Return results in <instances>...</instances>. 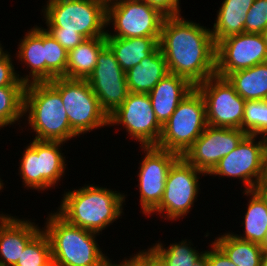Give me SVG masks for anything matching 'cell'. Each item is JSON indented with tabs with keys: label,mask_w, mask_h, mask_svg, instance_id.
<instances>
[{
	"label": "cell",
	"mask_w": 267,
	"mask_h": 266,
	"mask_svg": "<svg viewBox=\"0 0 267 266\" xmlns=\"http://www.w3.org/2000/svg\"><path fill=\"white\" fill-rule=\"evenodd\" d=\"M158 45L169 73L187 79L193 86L216 75V44L211 29L181 15L166 16Z\"/></svg>",
	"instance_id": "6da1fadb"
},
{
	"label": "cell",
	"mask_w": 267,
	"mask_h": 266,
	"mask_svg": "<svg viewBox=\"0 0 267 266\" xmlns=\"http://www.w3.org/2000/svg\"><path fill=\"white\" fill-rule=\"evenodd\" d=\"M63 195L56 212L70 224L98 234L122 216L124 210V194L93 184Z\"/></svg>",
	"instance_id": "7a4b0ae2"
},
{
	"label": "cell",
	"mask_w": 267,
	"mask_h": 266,
	"mask_svg": "<svg viewBox=\"0 0 267 266\" xmlns=\"http://www.w3.org/2000/svg\"><path fill=\"white\" fill-rule=\"evenodd\" d=\"M24 116L36 133L35 140L67 142L78 136L70 127L60 94L48 82L26 84Z\"/></svg>",
	"instance_id": "3957f363"
},
{
	"label": "cell",
	"mask_w": 267,
	"mask_h": 266,
	"mask_svg": "<svg viewBox=\"0 0 267 266\" xmlns=\"http://www.w3.org/2000/svg\"><path fill=\"white\" fill-rule=\"evenodd\" d=\"M48 217L43 231L50 241L53 266H99L107 257L96 242L98 233L70 224L57 212Z\"/></svg>",
	"instance_id": "277c9868"
},
{
	"label": "cell",
	"mask_w": 267,
	"mask_h": 266,
	"mask_svg": "<svg viewBox=\"0 0 267 266\" xmlns=\"http://www.w3.org/2000/svg\"><path fill=\"white\" fill-rule=\"evenodd\" d=\"M46 31L78 32L85 39L105 37L107 4L103 0H48Z\"/></svg>",
	"instance_id": "5b68a950"
},
{
	"label": "cell",
	"mask_w": 267,
	"mask_h": 266,
	"mask_svg": "<svg viewBox=\"0 0 267 266\" xmlns=\"http://www.w3.org/2000/svg\"><path fill=\"white\" fill-rule=\"evenodd\" d=\"M206 127L205 101L195 87L162 126L161 137L156 147L183 156Z\"/></svg>",
	"instance_id": "8992f818"
},
{
	"label": "cell",
	"mask_w": 267,
	"mask_h": 266,
	"mask_svg": "<svg viewBox=\"0 0 267 266\" xmlns=\"http://www.w3.org/2000/svg\"><path fill=\"white\" fill-rule=\"evenodd\" d=\"M48 83L60 94L70 127L78 136L108 125V115L86 79L57 77Z\"/></svg>",
	"instance_id": "52a82bcc"
},
{
	"label": "cell",
	"mask_w": 267,
	"mask_h": 266,
	"mask_svg": "<svg viewBox=\"0 0 267 266\" xmlns=\"http://www.w3.org/2000/svg\"><path fill=\"white\" fill-rule=\"evenodd\" d=\"M60 141H40L33 139L25 147L20 160L19 173L26 188L40 190L55 186L66 169L65 157L61 153Z\"/></svg>",
	"instance_id": "ba28073f"
},
{
	"label": "cell",
	"mask_w": 267,
	"mask_h": 266,
	"mask_svg": "<svg viewBox=\"0 0 267 266\" xmlns=\"http://www.w3.org/2000/svg\"><path fill=\"white\" fill-rule=\"evenodd\" d=\"M166 16L143 0H115L107 4V27L114 33L105 37H160Z\"/></svg>",
	"instance_id": "9c48e42d"
},
{
	"label": "cell",
	"mask_w": 267,
	"mask_h": 266,
	"mask_svg": "<svg viewBox=\"0 0 267 266\" xmlns=\"http://www.w3.org/2000/svg\"><path fill=\"white\" fill-rule=\"evenodd\" d=\"M205 172L190 165L182 156L171 166L163 198L152 212L163 214L167 220H177L189 213L199 192V175ZM166 213V214H165Z\"/></svg>",
	"instance_id": "30bf717a"
},
{
	"label": "cell",
	"mask_w": 267,
	"mask_h": 266,
	"mask_svg": "<svg viewBox=\"0 0 267 266\" xmlns=\"http://www.w3.org/2000/svg\"><path fill=\"white\" fill-rule=\"evenodd\" d=\"M196 88L205 101L207 125L243 130L246 101L226 78L214 75Z\"/></svg>",
	"instance_id": "8fae6325"
},
{
	"label": "cell",
	"mask_w": 267,
	"mask_h": 266,
	"mask_svg": "<svg viewBox=\"0 0 267 266\" xmlns=\"http://www.w3.org/2000/svg\"><path fill=\"white\" fill-rule=\"evenodd\" d=\"M123 125L141 146H156L162 125L156 119L148 94L129 92L123 103L108 116V125Z\"/></svg>",
	"instance_id": "7c38bea8"
},
{
	"label": "cell",
	"mask_w": 267,
	"mask_h": 266,
	"mask_svg": "<svg viewBox=\"0 0 267 266\" xmlns=\"http://www.w3.org/2000/svg\"><path fill=\"white\" fill-rule=\"evenodd\" d=\"M247 134L239 145L224 156L207 175L227 176L243 181L245 191L255 190L263 175L266 137Z\"/></svg>",
	"instance_id": "4fadbf2b"
},
{
	"label": "cell",
	"mask_w": 267,
	"mask_h": 266,
	"mask_svg": "<svg viewBox=\"0 0 267 266\" xmlns=\"http://www.w3.org/2000/svg\"><path fill=\"white\" fill-rule=\"evenodd\" d=\"M145 157L140 162L138 174L140 205L146 216L158 207L165 190L166 179L171 166L181 157L175 152L156 146H142Z\"/></svg>",
	"instance_id": "5bb4252c"
},
{
	"label": "cell",
	"mask_w": 267,
	"mask_h": 266,
	"mask_svg": "<svg viewBox=\"0 0 267 266\" xmlns=\"http://www.w3.org/2000/svg\"><path fill=\"white\" fill-rule=\"evenodd\" d=\"M264 62H267V44L262 34L243 32L226 37L216 44L217 76L225 78L229 73Z\"/></svg>",
	"instance_id": "9a60e30c"
},
{
	"label": "cell",
	"mask_w": 267,
	"mask_h": 266,
	"mask_svg": "<svg viewBox=\"0 0 267 266\" xmlns=\"http://www.w3.org/2000/svg\"><path fill=\"white\" fill-rule=\"evenodd\" d=\"M97 96L102 110L109 116L127 98L126 72L111 49L106 46L98 55L93 72L86 79Z\"/></svg>",
	"instance_id": "2e32d148"
},
{
	"label": "cell",
	"mask_w": 267,
	"mask_h": 266,
	"mask_svg": "<svg viewBox=\"0 0 267 266\" xmlns=\"http://www.w3.org/2000/svg\"><path fill=\"white\" fill-rule=\"evenodd\" d=\"M246 135L242 129L207 125L182 157L196 169L208 174Z\"/></svg>",
	"instance_id": "e0dca14e"
},
{
	"label": "cell",
	"mask_w": 267,
	"mask_h": 266,
	"mask_svg": "<svg viewBox=\"0 0 267 266\" xmlns=\"http://www.w3.org/2000/svg\"><path fill=\"white\" fill-rule=\"evenodd\" d=\"M41 230L34 222L0 214V265L14 266Z\"/></svg>",
	"instance_id": "ac0fdd59"
},
{
	"label": "cell",
	"mask_w": 267,
	"mask_h": 266,
	"mask_svg": "<svg viewBox=\"0 0 267 266\" xmlns=\"http://www.w3.org/2000/svg\"><path fill=\"white\" fill-rule=\"evenodd\" d=\"M194 88L187 79L168 73L148 93L156 119L162 126Z\"/></svg>",
	"instance_id": "d6986e66"
},
{
	"label": "cell",
	"mask_w": 267,
	"mask_h": 266,
	"mask_svg": "<svg viewBox=\"0 0 267 266\" xmlns=\"http://www.w3.org/2000/svg\"><path fill=\"white\" fill-rule=\"evenodd\" d=\"M169 73L164 55L158 46L149 56L126 72L129 92L148 94Z\"/></svg>",
	"instance_id": "ffe728a7"
},
{
	"label": "cell",
	"mask_w": 267,
	"mask_h": 266,
	"mask_svg": "<svg viewBox=\"0 0 267 266\" xmlns=\"http://www.w3.org/2000/svg\"><path fill=\"white\" fill-rule=\"evenodd\" d=\"M17 59L31 68L29 75L19 77L25 84L46 82L45 47L43 46V27L34 26L23 39H20Z\"/></svg>",
	"instance_id": "44dd1931"
},
{
	"label": "cell",
	"mask_w": 267,
	"mask_h": 266,
	"mask_svg": "<svg viewBox=\"0 0 267 266\" xmlns=\"http://www.w3.org/2000/svg\"><path fill=\"white\" fill-rule=\"evenodd\" d=\"M160 37H105L121 68L127 72L149 56L159 45Z\"/></svg>",
	"instance_id": "7402d4cb"
},
{
	"label": "cell",
	"mask_w": 267,
	"mask_h": 266,
	"mask_svg": "<svg viewBox=\"0 0 267 266\" xmlns=\"http://www.w3.org/2000/svg\"><path fill=\"white\" fill-rule=\"evenodd\" d=\"M255 0H224L218 10L211 33L215 44L231 35L245 32L248 11Z\"/></svg>",
	"instance_id": "603a6c76"
},
{
	"label": "cell",
	"mask_w": 267,
	"mask_h": 266,
	"mask_svg": "<svg viewBox=\"0 0 267 266\" xmlns=\"http://www.w3.org/2000/svg\"><path fill=\"white\" fill-rule=\"evenodd\" d=\"M105 37L87 38L68 51L66 78L87 79L97 64L99 53L106 47Z\"/></svg>",
	"instance_id": "cb8c5ba5"
},
{
	"label": "cell",
	"mask_w": 267,
	"mask_h": 266,
	"mask_svg": "<svg viewBox=\"0 0 267 266\" xmlns=\"http://www.w3.org/2000/svg\"><path fill=\"white\" fill-rule=\"evenodd\" d=\"M245 100H267V62L229 73L225 77Z\"/></svg>",
	"instance_id": "d4e9b609"
},
{
	"label": "cell",
	"mask_w": 267,
	"mask_h": 266,
	"mask_svg": "<svg viewBox=\"0 0 267 266\" xmlns=\"http://www.w3.org/2000/svg\"><path fill=\"white\" fill-rule=\"evenodd\" d=\"M244 195H250L249 204L244 217V233L234 234L237 238L262 244L267 233V204L256 190H244Z\"/></svg>",
	"instance_id": "484cf974"
},
{
	"label": "cell",
	"mask_w": 267,
	"mask_h": 266,
	"mask_svg": "<svg viewBox=\"0 0 267 266\" xmlns=\"http://www.w3.org/2000/svg\"><path fill=\"white\" fill-rule=\"evenodd\" d=\"M214 243L236 266L261 265L264 252L261 244L239 239L230 232L215 238Z\"/></svg>",
	"instance_id": "4316f807"
},
{
	"label": "cell",
	"mask_w": 267,
	"mask_h": 266,
	"mask_svg": "<svg viewBox=\"0 0 267 266\" xmlns=\"http://www.w3.org/2000/svg\"><path fill=\"white\" fill-rule=\"evenodd\" d=\"M26 86L0 87V128L12 125L24 115Z\"/></svg>",
	"instance_id": "83f0119b"
},
{
	"label": "cell",
	"mask_w": 267,
	"mask_h": 266,
	"mask_svg": "<svg viewBox=\"0 0 267 266\" xmlns=\"http://www.w3.org/2000/svg\"><path fill=\"white\" fill-rule=\"evenodd\" d=\"M190 243L187 240H182L164 248L162 243L158 241L152 248L165 260L168 266H193L204 256L205 251L199 253L195 249L196 247L193 248V244Z\"/></svg>",
	"instance_id": "f1b7e54d"
},
{
	"label": "cell",
	"mask_w": 267,
	"mask_h": 266,
	"mask_svg": "<svg viewBox=\"0 0 267 266\" xmlns=\"http://www.w3.org/2000/svg\"><path fill=\"white\" fill-rule=\"evenodd\" d=\"M43 46L45 47L46 82L57 77H66L68 52L43 28Z\"/></svg>",
	"instance_id": "f546056e"
},
{
	"label": "cell",
	"mask_w": 267,
	"mask_h": 266,
	"mask_svg": "<svg viewBox=\"0 0 267 266\" xmlns=\"http://www.w3.org/2000/svg\"><path fill=\"white\" fill-rule=\"evenodd\" d=\"M51 245L42 230L26 245L14 266H52Z\"/></svg>",
	"instance_id": "4dcf8cb0"
},
{
	"label": "cell",
	"mask_w": 267,
	"mask_h": 266,
	"mask_svg": "<svg viewBox=\"0 0 267 266\" xmlns=\"http://www.w3.org/2000/svg\"><path fill=\"white\" fill-rule=\"evenodd\" d=\"M243 131L267 138V100H247L244 107Z\"/></svg>",
	"instance_id": "1f68e13d"
},
{
	"label": "cell",
	"mask_w": 267,
	"mask_h": 266,
	"mask_svg": "<svg viewBox=\"0 0 267 266\" xmlns=\"http://www.w3.org/2000/svg\"><path fill=\"white\" fill-rule=\"evenodd\" d=\"M245 17V32L261 34L267 27V0H255Z\"/></svg>",
	"instance_id": "d6a6232c"
},
{
	"label": "cell",
	"mask_w": 267,
	"mask_h": 266,
	"mask_svg": "<svg viewBox=\"0 0 267 266\" xmlns=\"http://www.w3.org/2000/svg\"><path fill=\"white\" fill-rule=\"evenodd\" d=\"M11 55L9 54L3 61L0 62V87L4 86H26L19 80V74L15 72L12 65Z\"/></svg>",
	"instance_id": "836d02e7"
},
{
	"label": "cell",
	"mask_w": 267,
	"mask_h": 266,
	"mask_svg": "<svg viewBox=\"0 0 267 266\" xmlns=\"http://www.w3.org/2000/svg\"><path fill=\"white\" fill-rule=\"evenodd\" d=\"M68 52L84 41V37L78 32L69 31H47Z\"/></svg>",
	"instance_id": "e575fe53"
},
{
	"label": "cell",
	"mask_w": 267,
	"mask_h": 266,
	"mask_svg": "<svg viewBox=\"0 0 267 266\" xmlns=\"http://www.w3.org/2000/svg\"><path fill=\"white\" fill-rule=\"evenodd\" d=\"M135 260L141 266H168L165 260L151 247L135 255Z\"/></svg>",
	"instance_id": "d590c367"
},
{
	"label": "cell",
	"mask_w": 267,
	"mask_h": 266,
	"mask_svg": "<svg viewBox=\"0 0 267 266\" xmlns=\"http://www.w3.org/2000/svg\"><path fill=\"white\" fill-rule=\"evenodd\" d=\"M208 260V266H236L225 253L214 243L211 244V250L204 254Z\"/></svg>",
	"instance_id": "8d00e7d4"
},
{
	"label": "cell",
	"mask_w": 267,
	"mask_h": 266,
	"mask_svg": "<svg viewBox=\"0 0 267 266\" xmlns=\"http://www.w3.org/2000/svg\"><path fill=\"white\" fill-rule=\"evenodd\" d=\"M143 1L147 2L152 7L157 8L165 16L181 15L179 0H143Z\"/></svg>",
	"instance_id": "74e56055"
},
{
	"label": "cell",
	"mask_w": 267,
	"mask_h": 266,
	"mask_svg": "<svg viewBox=\"0 0 267 266\" xmlns=\"http://www.w3.org/2000/svg\"><path fill=\"white\" fill-rule=\"evenodd\" d=\"M255 190L261 195L267 204V181H259Z\"/></svg>",
	"instance_id": "f35d334b"
},
{
	"label": "cell",
	"mask_w": 267,
	"mask_h": 266,
	"mask_svg": "<svg viewBox=\"0 0 267 266\" xmlns=\"http://www.w3.org/2000/svg\"><path fill=\"white\" fill-rule=\"evenodd\" d=\"M260 181H267V142L264 149L263 175Z\"/></svg>",
	"instance_id": "ab89813d"
},
{
	"label": "cell",
	"mask_w": 267,
	"mask_h": 266,
	"mask_svg": "<svg viewBox=\"0 0 267 266\" xmlns=\"http://www.w3.org/2000/svg\"><path fill=\"white\" fill-rule=\"evenodd\" d=\"M107 258L108 257H106L99 266H125V259L122 262L115 264L114 262L112 263L109 258Z\"/></svg>",
	"instance_id": "60d3db41"
},
{
	"label": "cell",
	"mask_w": 267,
	"mask_h": 266,
	"mask_svg": "<svg viewBox=\"0 0 267 266\" xmlns=\"http://www.w3.org/2000/svg\"><path fill=\"white\" fill-rule=\"evenodd\" d=\"M125 266H141L136 260L135 255L130 257L128 260L125 258Z\"/></svg>",
	"instance_id": "b9f144b4"
},
{
	"label": "cell",
	"mask_w": 267,
	"mask_h": 266,
	"mask_svg": "<svg viewBox=\"0 0 267 266\" xmlns=\"http://www.w3.org/2000/svg\"><path fill=\"white\" fill-rule=\"evenodd\" d=\"M193 266H208L207 257L204 255L201 259H199Z\"/></svg>",
	"instance_id": "7bdbcfd3"
},
{
	"label": "cell",
	"mask_w": 267,
	"mask_h": 266,
	"mask_svg": "<svg viewBox=\"0 0 267 266\" xmlns=\"http://www.w3.org/2000/svg\"><path fill=\"white\" fill-rule=\"evenodd\" d=\"M9 55L8 51H4L0 44V62L3 61Z\"/></svg>",
	"instance_id": "ee69618b"
},
{
	"label": "cell",
	"mask_w": 267,
	"mask_h": 266,
	"mask_svg": "<svg viewBox=\"0 0 267 266\" xmlns=\"http://www.w3.org/2000/svg\"><path fill=\"white\" fill-rule=\"evenodd\" d=\"M260 266H267V251L263 252Z\"/></svg>",
	"instance_id": "f6af8a7d"
},
{
	"label": "cell",
	"mask_w": 267,
	"mask_h": 266,
	"mask_svg": "<svg viewBox=\"0 0 267 266\" xmlns=\"http://www.w3.org/2000/svg\"><path fill=\"white\" fill-rule=\"evenodd\" d=\"M264 39V42L267 44V27L261 33Z\"/></svg>",
	"instance_id": "bcb514c9"
},
{
	"label": "cell",
	"mask_w": 267,
	"mask_h": 266,
	"mask_svg": "<svg viewBox=\"0 0 267 266\" xmlns=\"http://www.w3.org/2000/svg\"><path fill=\"white\" fill-rule=\"evenodd\" d=\"M262 248L264 251H267V233H266V237L265 240L263 241V243L261 244Z\"/></svg>",
	"instance_id": "7dc6e473"
},
{
	"label": "cell",
	"mask_w": 267,
	"mask_h": 266,
	"mask_svg": "<svg viewBox=\"0 0 267 266\" xmlns=\"http://www.w3.org/2000/svg\"><path fill=\"white\" fill-rule=\"evenodd\" d=\"M2 188H4V185H3L2 180H1V178H0V190H1Z\"/></svg>",
	"instance_id": "c3c4849f"
},
{
	"label": "cell",
	"mask_w": 267,
	"mask_h": 266,
	"mask_svg": "<svg viewBox=\"0 0 267 266\" xmlns=\"http://www.w3.org/2000/svg\"><path fill=\"white\" fill-rule=\"evenodd\" d=\"M106 4L110 3V2H113L115 0H103Z\"/></svg>",
	"instance_id": "681fc988"
}]
</instances>
